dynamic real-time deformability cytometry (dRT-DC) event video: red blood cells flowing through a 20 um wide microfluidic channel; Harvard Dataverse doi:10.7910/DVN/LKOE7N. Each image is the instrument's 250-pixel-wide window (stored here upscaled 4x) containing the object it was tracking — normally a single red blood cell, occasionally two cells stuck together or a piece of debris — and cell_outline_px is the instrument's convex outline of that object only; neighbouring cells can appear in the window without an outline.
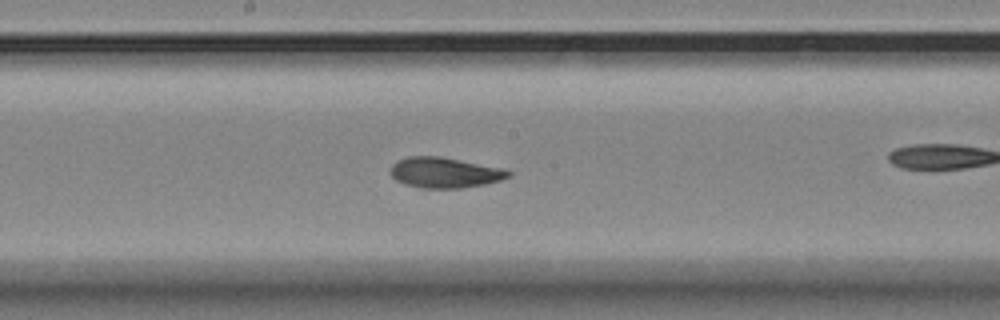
{"species": "Egyptian fruit bat (a non-hibernating species)", "species_latin": "Rousettus aegyptiacus", "temperature_condition": "room temperature", "stored_images_in_passage": 36, "camera_frame_rate_fps": 3000, "um_per_image_px": 0.085, "animal": {"sex": "female"}, "frame": {"image": 1, "passage_image": 30, "time_ms": 9.667, "image_size_px": [1000, 320], "cell_outline_px": [[512, 172], [508, 176], [500, 180], [484, 184], [464, 188], [424, 188], [404, 184], [396, 180], [392, 176], [392, 164], [396, 160], [408, 156], [440, 156], [500, 168]], "centroid_in_image_um": [37.75, 14.67], "position_along_channel_um": 210.4, "area_um2": 20.69}}